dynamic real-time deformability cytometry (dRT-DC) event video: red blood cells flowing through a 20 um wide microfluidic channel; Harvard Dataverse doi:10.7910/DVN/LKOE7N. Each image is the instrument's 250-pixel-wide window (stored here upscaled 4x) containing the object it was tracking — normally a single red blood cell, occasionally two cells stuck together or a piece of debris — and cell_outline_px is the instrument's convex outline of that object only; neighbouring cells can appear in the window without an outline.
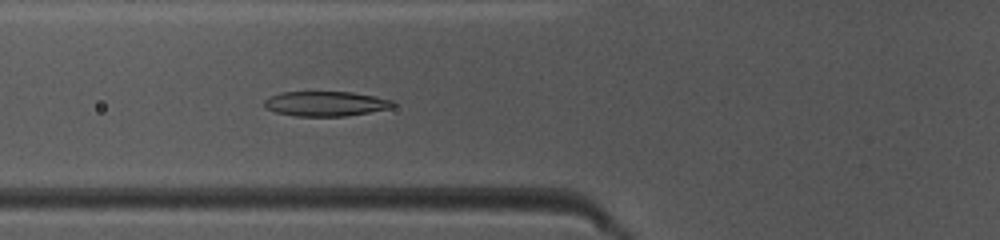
{"species": "common noctule bat (a hibernating species)", "species_latin": "Nyctalus noctula", "temperature_condition": "warm", "stored_images_in_passage": 39, "camera_frame_rate_fps": 3000, "um_per_image_px": 0.085, "animal": {"sex": "female", "body_mass_g": 10.0, "forearm_length_mm": 53.1}, "frame": {"image": 1, "passage_image": 9, "time_ms": 2.667, "image_size_px": [1000, 240], "cell_outline_px": [[396, 104], [392, 108], [344, 116], [296, 116], [276, 112], [264, 108], [264, 100], [280, 92], [352, 92], [376, 96], [392, 100]], "centroid_in_image_um": [27.69, 8.81], "position_along_channel_um": 98.1, "area_um2": 18.61}}
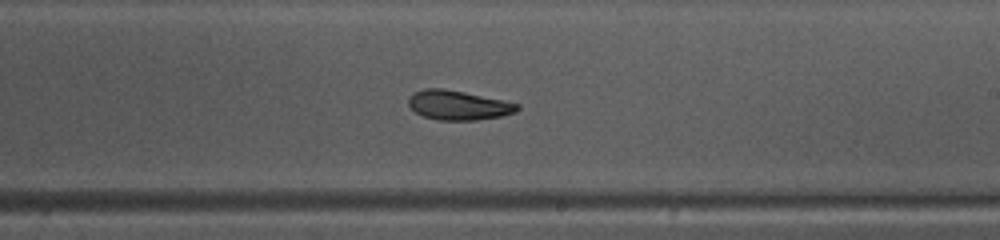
{"frame": {"image": 2, "passage_image": 20, "time_ms": 6.333, "image_size_px": [1000, 240], "cell_outline_px": [[520, 108], [516, 112], [500, 116], [476, 120], [436, 120], [424, 116], [416, 112], [408, 104], [408, 100], [412, 92], [424, 88], [444, 88], [504, 100], [520, 104]], "centroid_in_image_um": [38.95, 8.93], "position_along_channel_um": 250.0, "area_um2": 18.73}}
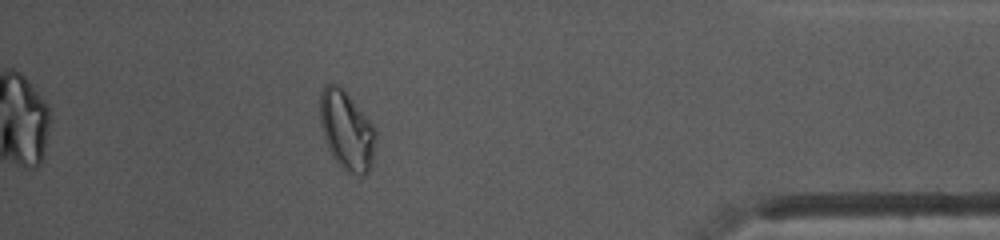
{"frame": {"image": 3, "passage_image": 34, "time_ms": 11.0, "image_size_px": [1000, 240], "cell_outline_px": [[376, 140], [372, 168], [364, 176], [360, 176], [348, 172], [332, 156], [324, 140], [320, 120], [320, 92], [324, 84], [336, 84], [344, 88], [376, 128]], "centroid_in_image_um": [29.49, 11.08], "position_along_channel_um": 405.7, "area_um2": 26.07}, "authors_computed_cell_mechanics": {"area_um2": 19.363, "velocity_mm_per_s": 4.1225, "shape_relaxation_time_tau1_ms": 3.5721, "shape_relaxation_time_tau2_ms": 1.5744, "deformation_change_tau1": 0.1471, "deformation_change_tau2": 0.0688}}